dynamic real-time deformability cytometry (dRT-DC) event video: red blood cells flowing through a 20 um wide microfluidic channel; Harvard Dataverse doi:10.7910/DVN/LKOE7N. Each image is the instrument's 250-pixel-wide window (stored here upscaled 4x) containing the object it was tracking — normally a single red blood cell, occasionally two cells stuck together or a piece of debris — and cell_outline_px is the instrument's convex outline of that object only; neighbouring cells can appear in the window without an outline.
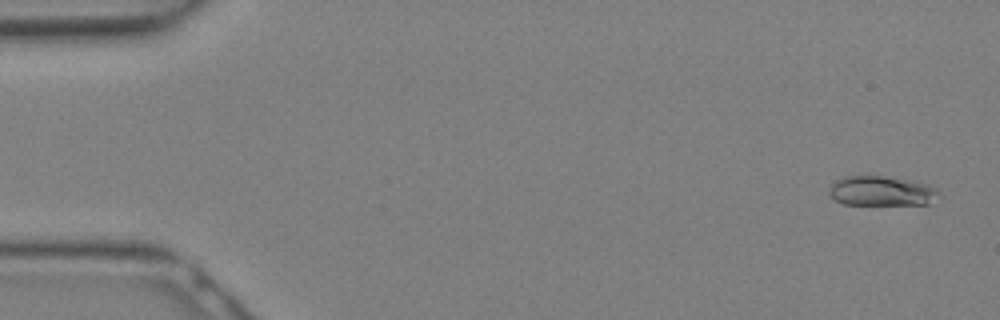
{"species": "Egyptian fruit bat (a non-hibernating species)", "species_latin": "Rousettus aegyptiacus", "temperature_condition": "warm", "stored_images_in_passage": 19, "camera_frame_rate_fps": 3000, "um_per_image_px": 0.085, "animal": {"sex": "female"}, "frame": {"image": 1, "passage_image": 2, "time_ms": 0.333, "image_size_px": [1000, 320], "cell_outline_px": [[940, 196], [928, 204], [844, 204], [836, 200], [828, 192], [832, 184], [836, 180], [844, 176], [884, 176], [916, 180], [936, 188], [940, 192]], "centroid_in_image_um": [74.97, 16.22], "position_along_channel_um": 10.0, "area_um2": 19.07}}
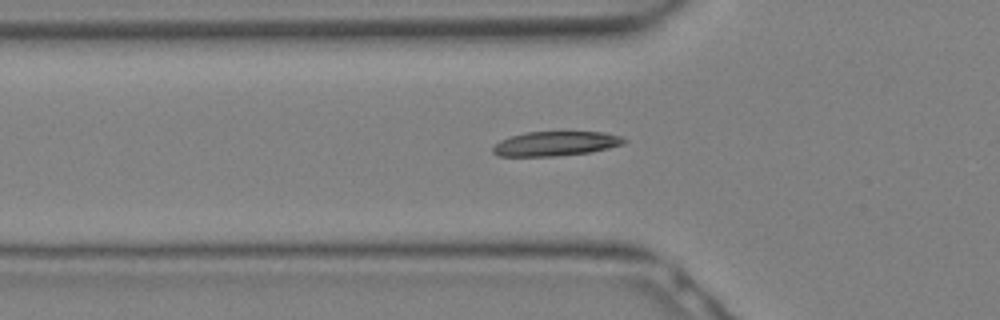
{"frame": {"image": 2, "passage_image": 11, "time_ms": 3.333, "image_size_px": [1000, 320], "cell_outline_px": [[628, 140], [624, 144], [592, 152], [556, 156], [496, 156], [492, 152], [492, 148], [500, 140], [508, 136], [524, 132], [560, 128], [604, 132], [620, 136]], "centroid_in_image_um": [47.24, 12.14], "position_along_channel_um": 78.6, "area_um2": 20.06}}
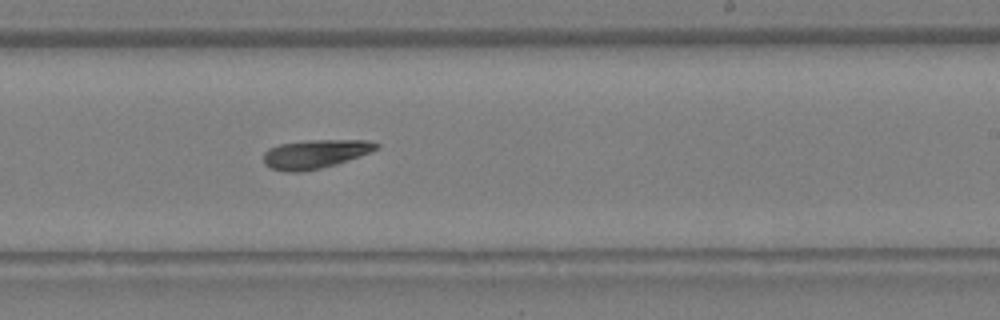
{"frame": {"image": 3, "passage_image": 19, "time_ms": 6.0, "image_size_px": [1000, 320], "cell_outline_px": [[380, 148], [360, 156], [336, 164], [320, 168], [300, 172], [288, 172], [272, 168], [264, 164], [264, 152], [268, 148], [280, 144], [312, 140], [364, 140], [380, 144]], "centroid_in_image_um": [26.8, 13.09], "position_along_channel_um": 262.2, "area_um2": 18.79}}